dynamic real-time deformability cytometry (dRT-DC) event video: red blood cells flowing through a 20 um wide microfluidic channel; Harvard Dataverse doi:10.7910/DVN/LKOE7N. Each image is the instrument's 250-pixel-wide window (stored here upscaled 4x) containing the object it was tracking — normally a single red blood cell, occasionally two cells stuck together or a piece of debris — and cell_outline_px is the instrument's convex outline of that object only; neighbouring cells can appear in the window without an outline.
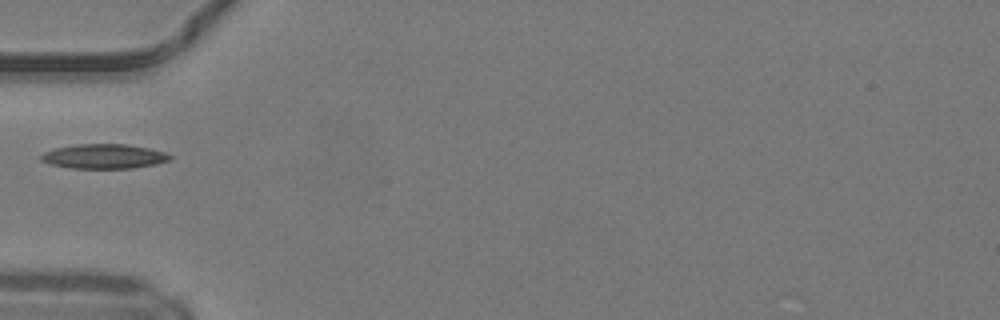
{"species": "common noctule bat (a hibernating species)", "species_latin": "Nyctalus noctula", "temperature_condition": "warm", "stored_images_in_passage": 12, "camera_frame_rate_fps": 3000, "um_per_image_px": 0.085, "animal": {"sex": "male", "body_mass_g": 19.2, "forearm_length_mm": 51.8}, "frame": {"image": 1, "passage_image": 1, "time_ms": 0.0, "image_size_px": [1000, 320], "cell_outline_px": [[172, 160], [156, 164], [132, 168], [68, 168], [48, 164], [40, 160], [40, 156], [44, 152], [56, 148], [76, 144], [128, 144], [148, 148], [164, 152], [172, 156]], "centroid_in_image_um": [8.83, 13.29], "position_along_channel_um": 76.2, "area_um2": 18.55}}
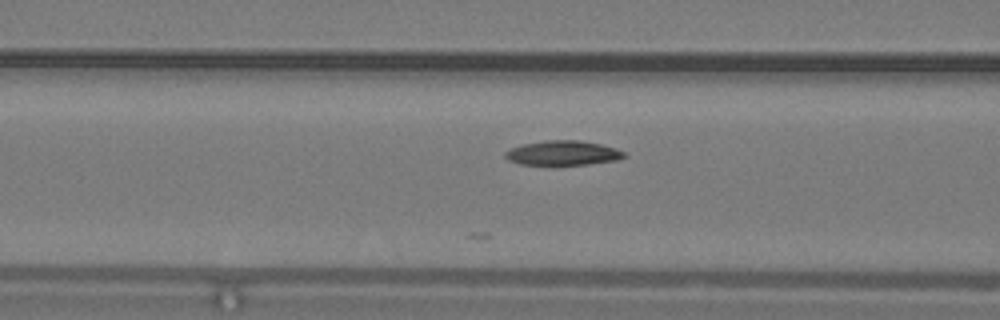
{"frame": {"image": 2, "passage_image": 4, "time_ms": 1.0, "image_size_px": [1000, 320], "cell_outline_px": [[628, 156], [616, 160], [588, 164], [520, 164], [508, 160], [504, 156], [504, 152], [520, 144], [544, 140], [580, 140], [600, 144], [616, 148], [624, 152]], "centroid_in_image_um": [47.83, 12.99], "position_along_channel_um": 118.8, "area_um2": 16.99}}
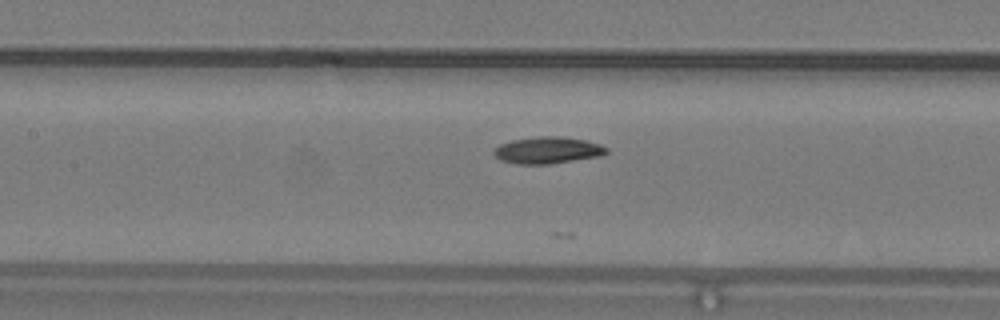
{"frame": {"image": 3, "passage_image": 7, "time_ms": 2.0, "image_size_px": [1000, 320], "cell_outline_px": [[608, 152], [600, 156], [548, 164], [516, 164], [500, 160], [492, 152], [500, 144], [512, 140], [540, 136], [552, 136], [584, 140], [600, 144], [608, 148]], "centroid_in_image_um": [46.53, 12.78], "position_along_channel_um": 160.9, "area_um2": 17.34}}